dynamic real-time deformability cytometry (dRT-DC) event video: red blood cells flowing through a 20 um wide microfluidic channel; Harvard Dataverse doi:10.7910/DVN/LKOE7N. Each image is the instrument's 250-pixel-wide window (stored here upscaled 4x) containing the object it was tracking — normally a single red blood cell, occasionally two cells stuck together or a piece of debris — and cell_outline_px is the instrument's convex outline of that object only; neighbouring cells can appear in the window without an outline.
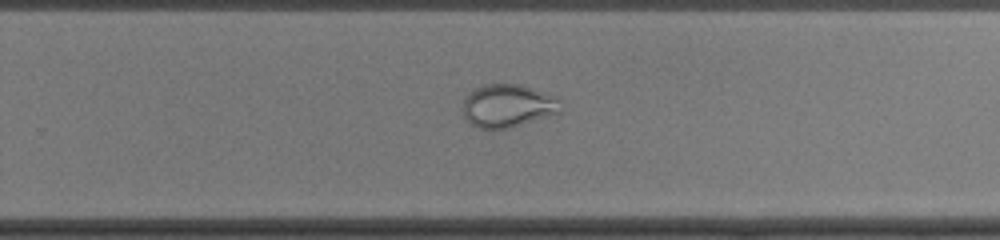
{"species": "common noctule bat (a hibernating species)", "species_latin": "Nyctalus noctula", "temperature_condition": "cold", "stored_images_in_passage": 43, "camera_frame_rate_fps": 3000, "um_per_image_px": 0.085, "animal": {"sex": "female", "body_mass_g": 22.0, "forearm_length_mm": 56.7}, "frame": {"image": 1, "passage_image": 25, "time_ms": 8.0, "image_size_px": [1000, 240], "cell_outline_px": [[560, 112], [512, 128], [480, 128], [472, 124], [464, 116], [464, 100], [468, 92], [484, 84], [520, 84], [556, 96], [560, 100]], "centroid_in_image_um": [43.18, 8.98], "position_along_channel_um": 286.6, "area_um2": 24.39}}
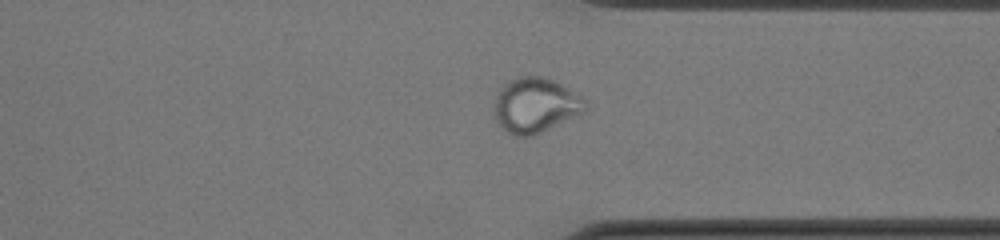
{"frame": {"image": 2, "passage_image": 31, "time_ms": 10.0, "image_size_px": [1000, 240], "cell_outline_px": [[588, 108], [584, 112], [532, 136], [516, 136], [508, 132], [496, 120], [496, 96], [500, 88], [508, 80], [520, 76], [540, 76], [552, 80], [560, 84], [580, 96], [584, 100]], "centroid_in_image_um": [45.51, 8.94], "position_along_channel_um": 365.9, "area_um2": 28.55}}